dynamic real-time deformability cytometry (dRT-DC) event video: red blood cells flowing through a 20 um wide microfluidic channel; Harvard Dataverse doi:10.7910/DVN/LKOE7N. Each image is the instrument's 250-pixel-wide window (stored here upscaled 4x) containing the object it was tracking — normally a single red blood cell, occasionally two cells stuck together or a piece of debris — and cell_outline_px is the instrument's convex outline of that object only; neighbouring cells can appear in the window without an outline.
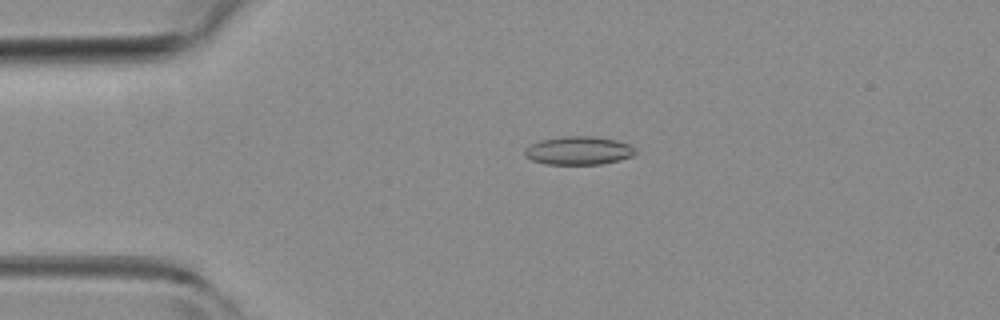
{"species": "common noctule bat (a hibernating species)", "species_latin": "Nyctalus noctula", "temperature_condition": "room temperature", "stored_images_in_passage": 46, "camera_frame_rate_fps": 3000, "um_per_image_px": 0.085, "animal": {"sex": "female", "body_mass_g": 19.3, "forearm_length_mm": 54.1}, "frame": {"image": 1, "passage_image": 6, "time_ms": 1.667, "image_size_px": [1000, 320], "cell_outline_px": [[636, 152], [632, 156], [620, 160], [600, 164], [544, 164], [532, 160], [524, 156], [524, 148], [540, 140], [564, 136], [596, 136], [616, 140], [628, 144], [636, 148]], "centroid_in_image_um": [49.17, 12.8], "position_along_channel_um": 35.8, "area_um2": 18.38}}
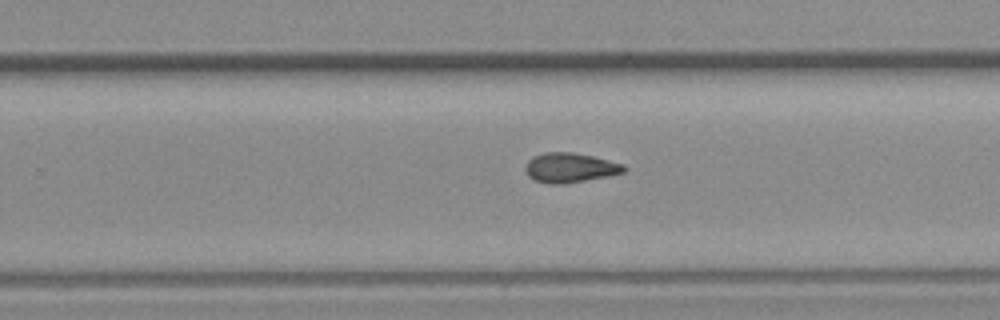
{"frame": {"image": 2, "passage_image": 27, "time_ms": 8.667, "image_size_px": [1000, 320], "cell_outline_px": [[628, 168], [624, 172], [608, 176], [560, 184], [548, 184], [536, 180], [528, 176], [524, 168], [528, 160], [532, 156], [544, 152], [572, 152], [592, 156], [624, 164]], "centroid_in_image_um": [48.43, 14.24], "position_along_channel_um": 281.4, "area_um2": 16.99}}
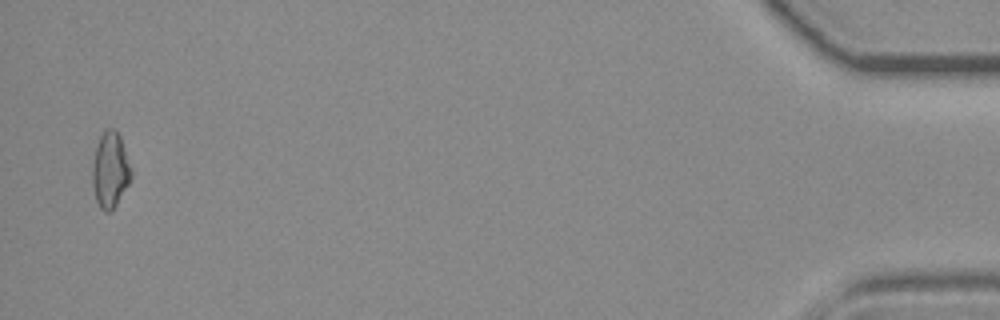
{"frame": {"image": 3, "passage_image": 45, "time_ms": 14.667, "image_size_px": [1000, 320], "cell_outline_px": [[132, 176], [128, 184], [112, 212], [104, 212], [100, 208], [96, 200], [92, 184], [92, 164], [96, 148], [100, 136], [104, 128], [116, 128], [120, 136], [132, 168]], "centroid_in_image_um": [9.37, 14.44], "position_along_channel_um": 425.8, "area_um2": 17.34}, "authors_computed_cell_mechanics": {"area_um2": 16.8487, "velocity_mm_per_s": 3.9927, "shape_relaxation_time_tau1_ms": null, "shape_relaxation_time_tau2_ms": 9.6538, "deformation_change_tau1": null, "deformation_change_tau2": 0.1889}}